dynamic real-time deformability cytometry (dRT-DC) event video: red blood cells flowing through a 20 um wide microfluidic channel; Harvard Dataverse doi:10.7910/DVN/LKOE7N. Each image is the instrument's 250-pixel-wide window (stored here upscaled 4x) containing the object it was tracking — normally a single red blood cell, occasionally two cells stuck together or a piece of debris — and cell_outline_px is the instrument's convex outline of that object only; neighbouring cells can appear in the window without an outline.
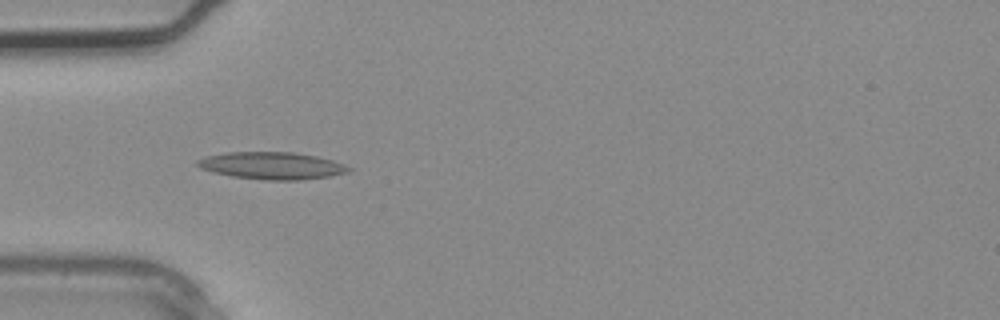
{"species": "common noctule bat (a hibernating species)", "species_latin": "Nyctalus noctula", "temperature_condition": "warm", "stored_images_in_passage": 1, "camera_frame_rate_fps": 3000, "um_per_image_px": 0.085, "animal": {"sex": "male", "body_mass_g": 20.4}, "frame": {"image": 1, "passage_image": 1, "time_ms": 0.0, "image_size_px": [1000, 320], "cell_outline_px": [[352, 168], [348, 172], [328, 176], [300, 180], [268, 180], [232, 176], [212, 172], [200, 168], [196, 164], [196, 160], [204, 156], [228, 152], [292, 152], [316, 156], [332, 160], [344, 164]], "centroid_in_image_um": [23.08, 14.07], "position_along_channel_um": 61.9, "area_um2": 23.93}}